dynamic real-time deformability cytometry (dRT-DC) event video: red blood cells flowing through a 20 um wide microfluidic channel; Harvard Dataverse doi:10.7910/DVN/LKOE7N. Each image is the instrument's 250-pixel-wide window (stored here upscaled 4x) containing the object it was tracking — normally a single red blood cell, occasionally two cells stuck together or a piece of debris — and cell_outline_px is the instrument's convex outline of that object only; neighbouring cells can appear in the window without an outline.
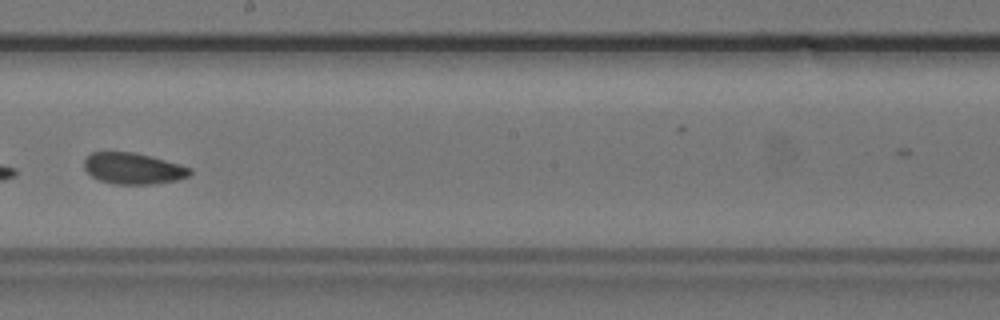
{"species": "common noctule bat (a hibernating species)", "species_latin": "Nyctalus noctula", "temperature_condition": "cold", "stored_images_in_passage": 9, "segment_of_instrument_passage": [2, 2], "camera_frame_rate_fps": 3000, "um_per_image_px": 0.085, "animal": {"sex": "female", "body_mass_g": 24.6, "forearm_length_mm": 56.2}, "frame": {"image": 1, "passage_image": 8, "time_ms": 9.333, "image_size_px": [1000, 320], "cell_outline_px": [[192, 172], [188, 176], [176, 180], [152, 184], [116, 184], [100, 180], [92, 176], [84, 168], [84, 160], [92, 152], [136, 152], [152, 156], [180, 164], [192, 168]], "centroid_in_image_um": [11.34, 14.31], "position_along_channel_um": 236.9, "area_um2": 19.25}}